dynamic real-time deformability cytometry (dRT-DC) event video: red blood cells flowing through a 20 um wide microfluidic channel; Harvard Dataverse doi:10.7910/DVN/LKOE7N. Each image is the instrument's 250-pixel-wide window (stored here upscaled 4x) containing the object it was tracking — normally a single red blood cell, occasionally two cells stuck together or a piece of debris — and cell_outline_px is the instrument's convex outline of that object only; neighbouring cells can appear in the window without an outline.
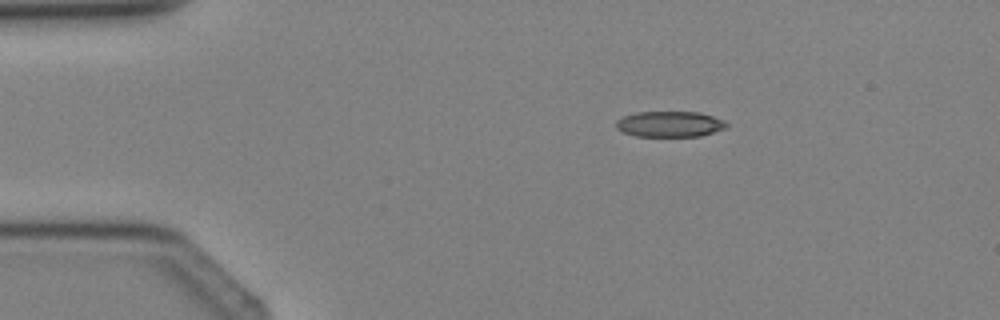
{"species": "Egyptian fruit bat (a non-hibernating species)", "species_latin": "Rousettus aegyptiacus", "temperature_condition": "cold", "stored_images_in_passage": 3, "camera_frame_rate_fps": 3000, "um_per_image_px": 0.085, "animal": {"sex": "female"}, "frame": {"image": 1, "passage_image": 2, "time_ms": 1.333, "image_size_px": [1000, 320], "cell_outline_px": [[728, 128], [700, 136], [636, 136], [624, 132], [616, 128], [616, 120], [624, 116], [636, 112], [700, 112], [724, 120], [728, 124]], "centroid_in_image_um": [56.95, 10.54], "position_along_channel_um": 28.0, "area_um2": 16.59}}